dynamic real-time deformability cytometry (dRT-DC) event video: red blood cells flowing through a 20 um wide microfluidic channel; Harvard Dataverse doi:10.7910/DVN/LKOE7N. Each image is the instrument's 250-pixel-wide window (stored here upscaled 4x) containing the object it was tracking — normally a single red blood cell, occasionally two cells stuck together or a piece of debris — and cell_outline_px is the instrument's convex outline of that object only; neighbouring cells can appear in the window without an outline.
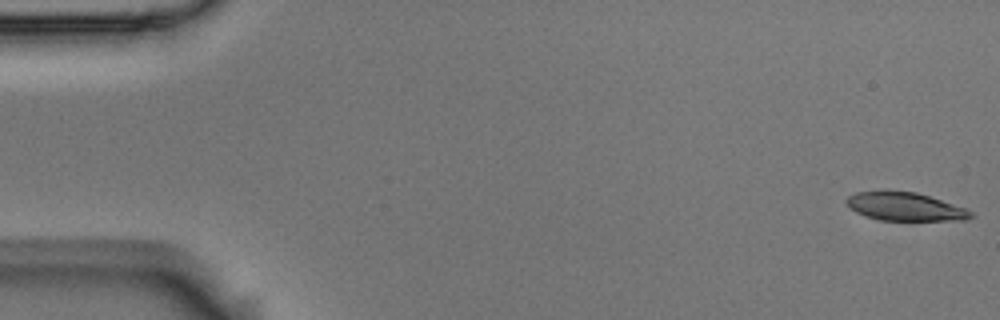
{"species": "Egyptian fruit bat (a non-hibernating species)", "species_latin": "Rousettus aegyptiacus", "temperature_condition": "room temperature", "stored_images_in_passage": 14, "camera_frame_rate_fps": 3000, "um_per_image_px": 0.085, "animal": {"sex": "male"}, "frame": {"image": 1, "passage_image": 1, "time_ms": 0.0, "image_size_px": [1000, 320], "cell_outline_px": [[976, 216], [968, 220], [880, 220], [856, 212], [844, 200], [848, 196], [856, 192], [884, 188], [888, 188], [916, 192], [964, 208], [972, 212]], "centroid_in_image_um": [76.89, 17.52], "position_along_channel_um": 8.1, "area_um2": 20.87}}